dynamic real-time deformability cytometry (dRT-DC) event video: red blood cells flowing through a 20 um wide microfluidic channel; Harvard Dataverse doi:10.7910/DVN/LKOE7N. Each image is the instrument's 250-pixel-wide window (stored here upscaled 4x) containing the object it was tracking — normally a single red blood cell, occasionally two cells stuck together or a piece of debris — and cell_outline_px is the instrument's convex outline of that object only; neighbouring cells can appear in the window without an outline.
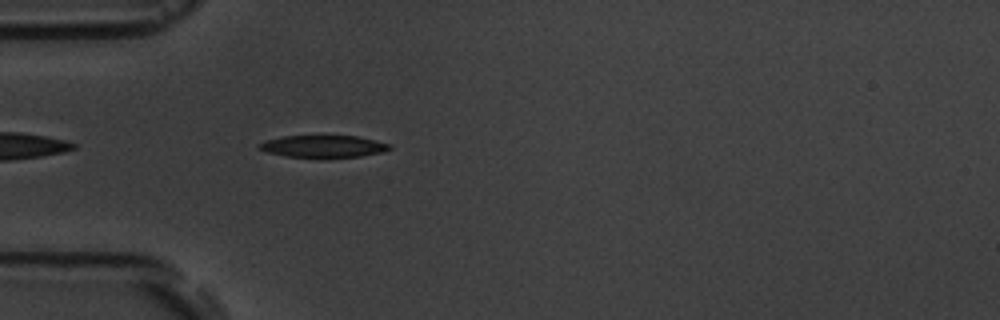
{"species": "common noctule bat (a hibernating species)", "species_latin": "Nyctalus noctula", "temperature_condition": "room temperature", "stored_images_in_passage": 5, "camera_frame_rate_fps": 3000, "um_per_image_px": 0.085, "animal": {"sex": "male", "body_mass_g": 19.5, "forearm_length_mm": 54.6}, "frame": {"image": 1, "passage_image": 5, "time_ms": 5.333, "image_size_px": [1000, 320], "cell_outline_px": [[392, 148], [384, 152], [360, 156], [284, 156], [268, 152], [260, 148], [256, 144], [268, 140], [284, 136], [356, 136], [392, 144]], "centroid_in_image_um": [27.53, 12.42], "position_along_channel_um": 57.5, "area_um2": 16.3}}